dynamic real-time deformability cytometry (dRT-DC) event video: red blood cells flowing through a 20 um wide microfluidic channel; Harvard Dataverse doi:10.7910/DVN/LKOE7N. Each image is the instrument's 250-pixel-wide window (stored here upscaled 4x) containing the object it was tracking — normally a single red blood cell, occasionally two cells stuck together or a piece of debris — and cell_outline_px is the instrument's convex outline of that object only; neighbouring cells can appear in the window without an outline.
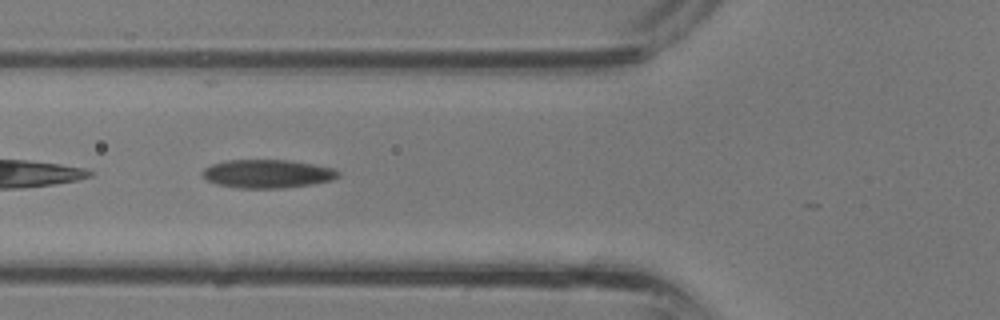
{"species": "common noctule bat (a hibernating species)", "species_latin": "Nyctalus noctula", "temperature_condition": "room temperature", "stored_images_in_passage": 12, "camera_frame_rate_fps": 3000, "um_per_image_px": 0.085, "animal": {"sex": "male", "body_mass_g": 13.3}, "frame": {"image": 1, "passage_image": 7, "time_ms": 2.0, "image_size_px": [1000, 320], "cell_outline_px": [[340, 176], [332, 180], [312, 184], [284, 188], [240, 188], [216, 184], [200, 176], [204, 168], [212, 164], [228, 160], [288, 160], [312, 164], [332, 168], [340, 172]], "centroid_in_image_um": [22.72, 14.77], "position_along_channel_um": 103.1, "area_um2": 22.48}}
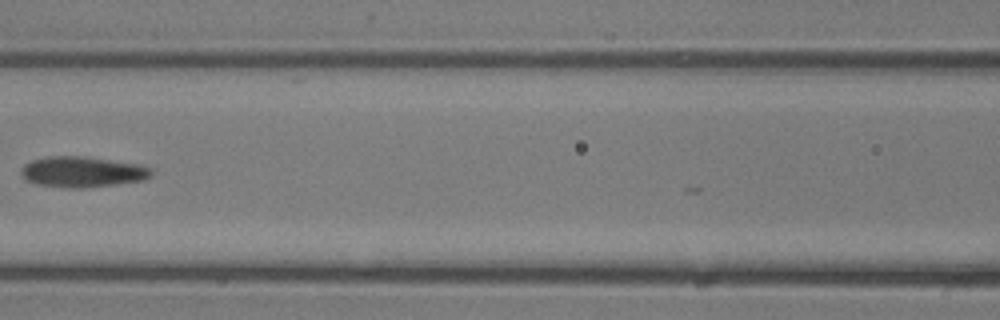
{"frame": {"image": 2, "passage_image": 10, "time_ms": 3.0, "image_size_px": [1000, 320], "cell_outline_px": [[152, 176], [144, 180], [116, 184], [84, 188], [72, 188], [36, 184], [24, 180], [20, 172], [24, 164], [32, 160], [48, 156], [76, 156], [108, 160], [136, 164], [148, 168], [152, 172]], "centroid_in_image_um": [6.94, 14.62], "position_along_channel_um": 159.7, "area_um2": 23.0}}